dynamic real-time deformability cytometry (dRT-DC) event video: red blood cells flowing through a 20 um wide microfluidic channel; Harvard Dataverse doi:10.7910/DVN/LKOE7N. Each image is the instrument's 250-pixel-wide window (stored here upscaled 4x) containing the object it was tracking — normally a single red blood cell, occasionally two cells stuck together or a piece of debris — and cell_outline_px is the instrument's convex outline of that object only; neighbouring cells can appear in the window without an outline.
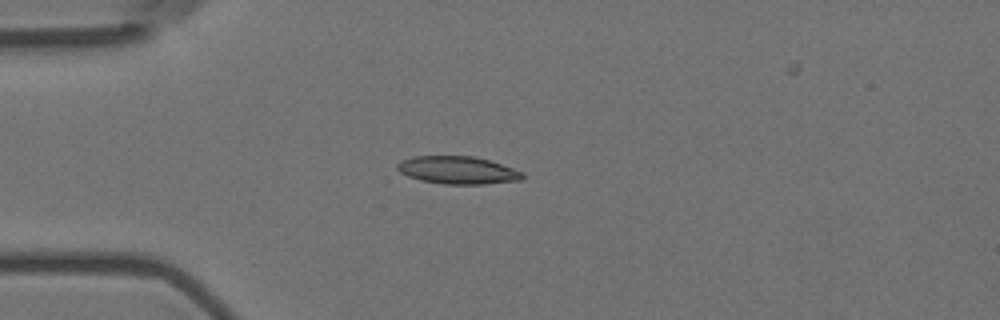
{"species": "Egyptian fruit bat (a non-hibernating species)", "species_latin": "Rousettus aegyptiacus", "temperature_condition": "room temperature", "stored_images_in_passage": 30, "camera_frame_rate_fps": 3000, "um_per_image_px": 0.085, "animal": {"sex": "female"}, "frame": {"image": 1, "passage_image": 1, "time_ms": 0.0, "image_size_px": [1000, 320], "cell_outline_px": [[524, 176], [520, 180], [484, 184], [444, 184], [420, 180], [408, 176], [400, 172], [396, 168], [396, 164], [404, 160], [416, 156], [472, 156], [488, 160], [524, 172]], "centroid_in_image_um": [38.9, 14.47], "position_along_channel_um": 46.1, "area_um2": 20.0}}
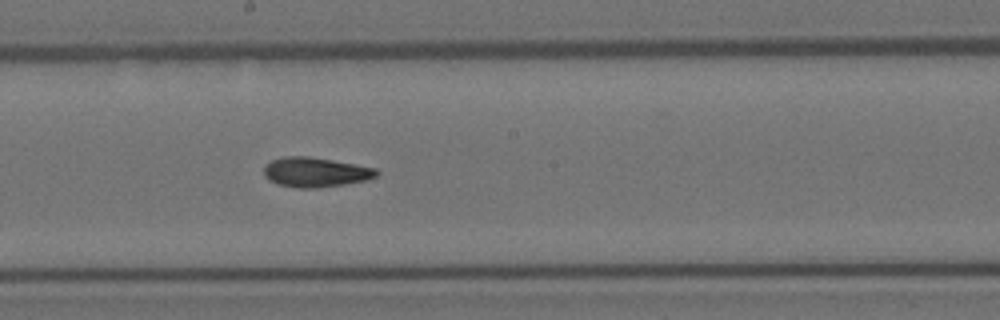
{"frame": {"image": 2, "passage_image": 17, "time_ms": 5.333, "image_size_px": [1000, 320], "cell_outline_px": [[380, 172], [376, 176], [368, 180], [344, 184], [316, 188], [296, 188], [276, 184], [268, 180], [264, 176], [264, 164], [272, 160], [284, 156], [308, 156], [356, 164], [376, 168]], "centroid_in_image_um": [26.79, 14.64], "position_along_channel_um": 221.4, "area_um2": 19.71}}
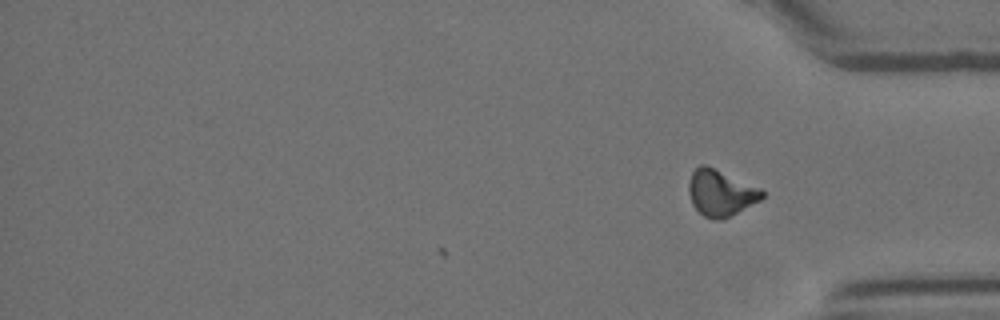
{"frame": {"image": 3, "passage_image": 30, "time_ms": 9.667, "image_size_px": [1000, 320], "cell_outline_px": [[764, 196], [760, 200], [720, 220], [716, 220], [704, 216], [692, 204], [688, 192], [688, 184], [692, 172], [700, 164], [704, 164], [760, 188], [764, 192]], "centroid_in_image_um": [61.22, 16.39], "position_along_channel_um": 374.0, "area_um2": 19.31}, "authors_computed_cell_mechanics": {"area_um2": 19.2185, "velocity_mm_per_s": 3.6031, "shape_relaxation_time_tau1_ms": 9.7552, "shape_relaxation_time_tau2_ms": 3.4879, "deformation_change_tau1": 0.2378, "deformation_change_tau2": 0.1101}}